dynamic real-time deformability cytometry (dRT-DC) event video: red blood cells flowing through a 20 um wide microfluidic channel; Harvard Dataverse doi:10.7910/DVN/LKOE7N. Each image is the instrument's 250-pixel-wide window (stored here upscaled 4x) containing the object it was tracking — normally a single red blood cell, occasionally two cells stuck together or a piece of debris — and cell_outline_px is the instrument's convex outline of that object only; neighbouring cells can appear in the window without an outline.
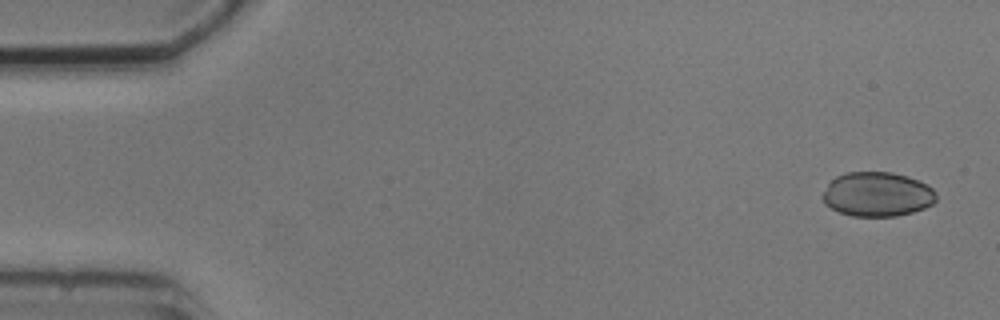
{"species": "common noctule bat (a hibernating species)", "species_latin": "Nyctalus noctula", "temperature_condition": "cold", "stored_images_in_passage": 9, "camera_frame_rate_fps": 3000, "um_per_image_px": 0.085, "animal": {"sex": "male", "body_mass_g": 20.5, "forearm_length_mm": 52.5}, "frame": {"image": 1, "passage_image": 1, "time_ms": 0.0, "image_size_px": [1000, 320], "cell_outline_px": [[936, 200], [932, 204], [924, 208], [912, 212], [896, 216], [852, 216], [840, 212], [824, 204], [820, 196], [828, 184], [836, 176], [848, 172], [892, 172], [908, 176], [928, 184], [936, 192]], "centroid_in_image_um": [74.56, 16.51], "position_along_channel_um": 10.4, "area_um2": 29.59}}
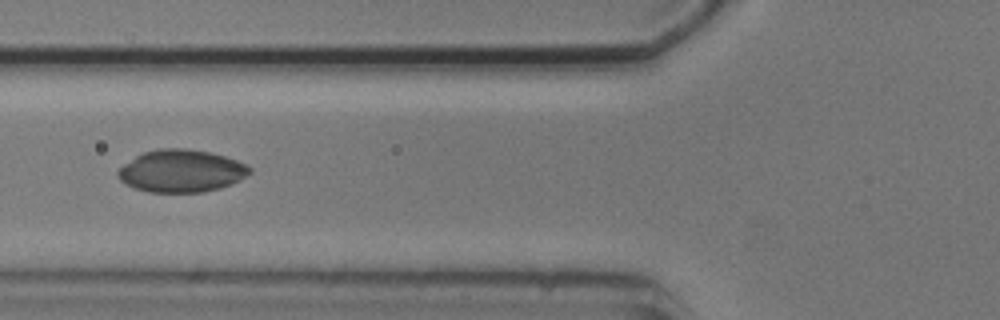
{"frame": {"image": 2, "passage_image": 6, "time_ms": 6.0, "image_size_px": [1000, 320], "cell_outline_px": [[252, 172], [240, 180], [232, 184], [220, 188], [204, 192], [148, 192], [132, 188], [120, 180], [116, 176], [116, 172], [124, 164], [136, 156], [144, 152], [160, 148], [188, 148], [212, 152], [248, 164], [252, 168]], "centroid_in_image_um": [15.42, 14.53], "position_along_channel_um": 110.4, "area_um2": 32.95}}
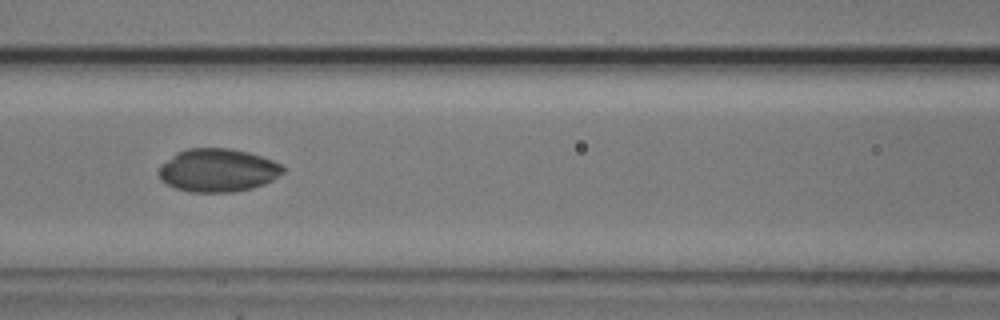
{"frame": {"image": 3, "passage_image": 7, "time_ms": 7.0, "image_size_px": [1000, 320], "cell_outline_px": [[284, 172], [272, 180], [264, 184], [252, 188], [236, 192], [188, 192], [176, 188], [160, 180], [156, 172], [160, 164], [176, 152], [188, 148], [228, 148], [248, 152], [272, 160], [280, 164], [284, 168]], "centroid_in_image_um": [18.46, 14.47], "position_along_channel_um": 148.1, "area_um2": 31.5}}